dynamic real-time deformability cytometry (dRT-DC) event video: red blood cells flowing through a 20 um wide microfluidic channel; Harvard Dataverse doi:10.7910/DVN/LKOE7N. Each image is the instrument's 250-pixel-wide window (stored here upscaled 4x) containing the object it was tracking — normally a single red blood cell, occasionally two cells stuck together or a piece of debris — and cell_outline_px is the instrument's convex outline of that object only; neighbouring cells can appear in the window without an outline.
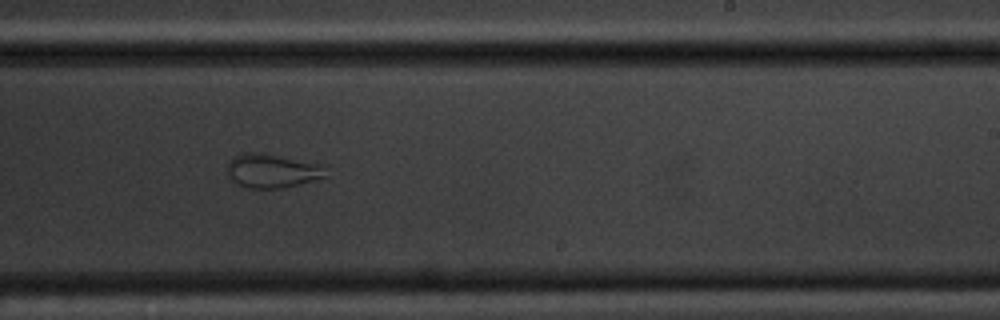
{"species": "common noctule bat (a hibernating species)", "species_latin": "Nyctalus noctula", "temperature_condition": "cold", "stored_images_in_passage": 18, "camera_frame_rate_fps": 3000, "um_per_image_px": 0.085, "animal": {"sex": "male", "body_mass_g": 20.1, "forearm_length_mm": 53.5}, "frame": {"image": 1, "passage_image": 11, "time_ms": 12.667, "image_size_px": [1000, 320], "cell_outline_px": [[328, 176], [284, 188], [248, 188], [236, 184], [228, 176], [228, 164], [240, 152], [256, 152], [320, 164], [324, 168]], "centroid_in_image_um": [23.11, 14.53], "position_along_channel_um": 265.9, "area_um2": 19.19}}
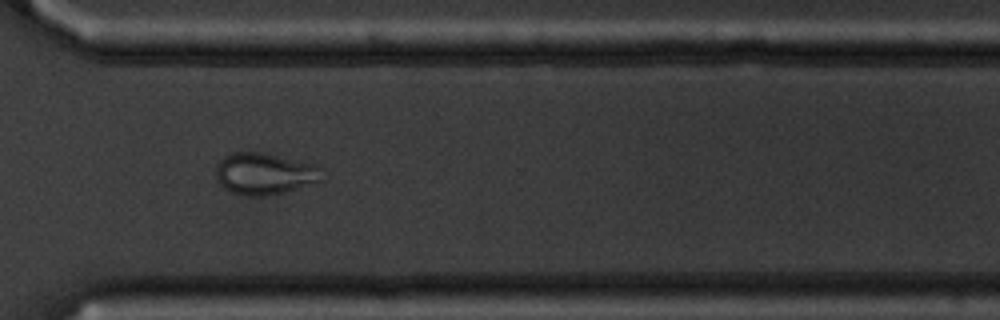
{"frame": {"image": 2, "passage_image": 13, "time_ms": 15.0, "image_size_px": [1000, 320], "cell_outline_px": [[324, 180], [280, 192], [260, 196], [248, 196], [232, 192], [224, 188], [216, 180], [216, 168], [220, 160], [224, 156], [236, 152], [256, 152], [312, 164], [316, 168]], "centroid_in_image_um": [22.39, 14.77], "position_along_channel_um": 348.2, "area_um2": 24.8}}
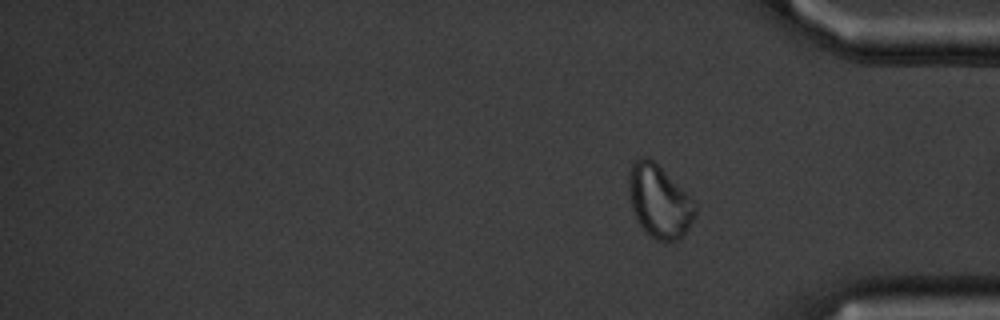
{"frame": {"image": 3, "passage_image": 18, "time_ms": 21.0, "image_size_px": [1000, 320], "cell_outline_px": [[696, 212], [684, 236], [676, 240], [656, 240], [636, 220], [632, 208], [628, 192], [628, 172], [632, 160], [644, 156], [648, 156], [692, 196], [696, 200]], "centroid_in_image_um": [56.03, 17.06], "position_along_channel_um": 379.2, "area_um2": 28.38}, "authors_computed_cell_mechanics": {"area_um2": 29.9982, "velocity_mm_per_s": 3.5317, "shape_relaxation_time_tau1_ms": null, "shape_relaxation_time_tau2_ms": 1.2037, "deformation_change_tau1": null, "deformation_change_tau2": 0.0725}}